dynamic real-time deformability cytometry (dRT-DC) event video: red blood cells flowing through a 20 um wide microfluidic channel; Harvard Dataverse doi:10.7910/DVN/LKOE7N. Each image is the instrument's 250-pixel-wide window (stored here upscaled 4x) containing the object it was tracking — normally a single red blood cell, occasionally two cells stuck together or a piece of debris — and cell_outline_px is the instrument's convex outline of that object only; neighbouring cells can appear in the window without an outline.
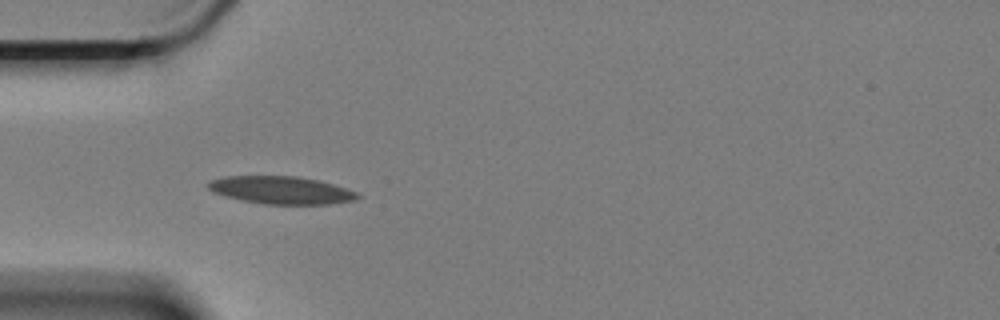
{"species": "Egyptian fruit bat (a non-hibernating species)", "species_latin": "Rousettus aegyptiacus", "temperature_condition": "cold", "stored_images_in_passage": 4, "camera_frame_rate_fps": 3000, "um_per_image_px": 0.085, "animal": {"sex": "female"}, "frame": {"image": 1, "passage_image": 3, "time_ms": 0.667, "image_size_px": [1000, 320], "cell_outline_px": [[360, 196], [356, 200], [328, 204], [264, 204], [224, 196], [212, 192], [208, 188], [208, 184], [212, 180], [224, 176], [296, 176], [316, 180], [332, 184], [356, 192]], "centroid_in_image_um": [23.88, 16.16], "position_along_channel_um": 61.1, "area_um2": 23.81}}
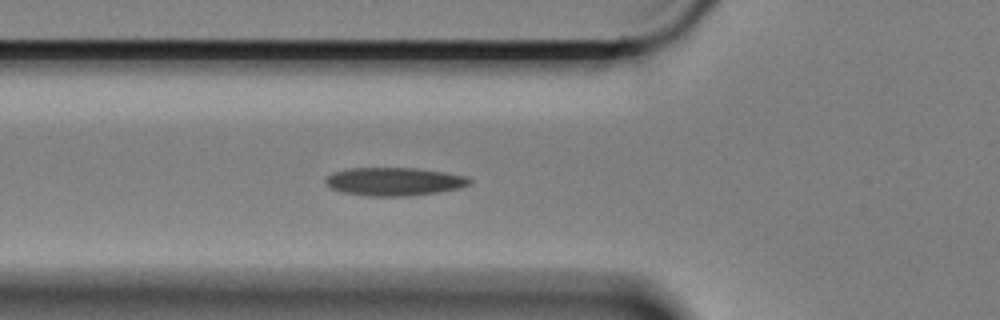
{"frame": {"image": 2, "passage_image": 4, "time_ms": 1.0, "image_size_px": [1000, 320], "cell_outline_px": [[472, 184], [460, 188], [436, 192], [408, 196], [372, 196], [344, 192], [332, 188], [324, 180], [332, 172], [348, 168], [416, 168], [444, 172], [464, 176], [472, 180]], "centroid_in_image_um": [33.53, 15.42], "position_along_channel_um": 92.3, "area_um2": 23.47}}